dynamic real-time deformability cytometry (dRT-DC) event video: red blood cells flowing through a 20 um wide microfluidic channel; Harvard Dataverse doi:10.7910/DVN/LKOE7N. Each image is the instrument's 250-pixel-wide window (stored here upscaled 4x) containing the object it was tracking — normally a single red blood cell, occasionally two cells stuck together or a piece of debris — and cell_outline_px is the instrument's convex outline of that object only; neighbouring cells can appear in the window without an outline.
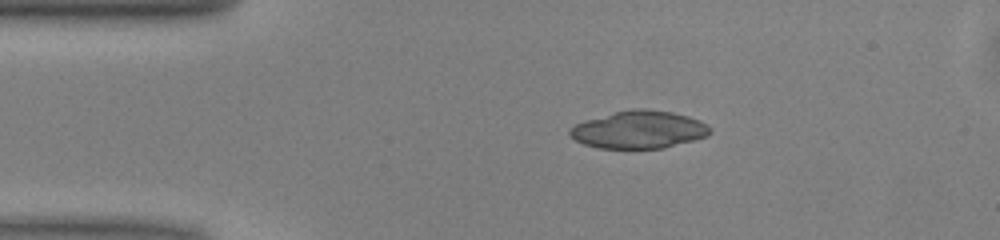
{"species": "common noctule bat (a hibernating species)", "species_latin": "Nyctalus noctula", "temperature_condition": "warm", "stored_images_in_passage": 41, "camera_frame_rate_fps": 3000, "um_per_image_px": 0.085, "animal": {"sex": "male", "body_mass_g": 13.0, "forearm_length_mm": 53.1}, "frame": {"image": 1, "passage_image": 1, "time_ms": 0.0, "image_size_px": [1000, 240], "cell_outline_px": [[712, 132], [708, 136], [696, 140], [664, 148], [600, 148], [584, 144], [576, 140], [568, 132], [568, 128], [576, 124], [588, 120], [616, 112], [632, 108], [644, 108], [672, 112], [688, 116], [700, 120], [708, 124], [712, 128]], "centroid_in_image_um": [54.38, 11.02], "position_along_channel_um": 30.6, "area_um2": 30.75}}